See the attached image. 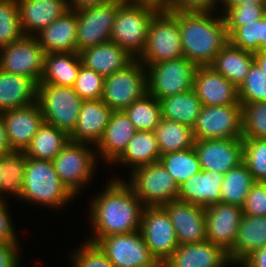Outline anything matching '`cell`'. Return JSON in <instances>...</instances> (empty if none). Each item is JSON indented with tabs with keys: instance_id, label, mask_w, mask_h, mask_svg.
I'll return each mask as SVG.
<instances>
[{
	"instance_id": "cell-1",
	"label": "cell",
	"mask_w": 266,
	"mask_h": 267,
	"mask_svg": "<svg viewBox=\"0 0 266 267\" xmlns=\"http://www.w3.org/2000/svg\"><path fill=\"white\" fill-rule=\"evenodd\" d=\"M108 183L90 203L89 220L95 233L88 241L92 243L109 235L140 230L145 205L125 180L117 178Z\"/></svg>"
},
{
	"instance_id": "cell-2",
	"label": "cell",
	"mask_w": 266,
	"mask_h": 267,
	"mask_svg": "<svg viewBox=\"0 0 266 267\" xmlns=\"http://www.w3.org/2000/svg\"><path fill=\"white\" fill-rule=\"evenodd\" d=\"M214 12L179 11L183 56L197 67L210 66L229 42L225 20Z\"/></svg>"
},
{
	"instance_id": "cell-3",
	"label": "cell",
	"mask_w": 266,
	"mask_h": 267,
	"mask_svg": "<svg viewBox=\"0 0 266 267\" xmlns=\"http://www.w3.org/2000/svg\"><path fill=\"white\" fill-rule=\"evenodd\" d=\"M162 7L154 0H126L118 8L110 41L137 59L144 51L152 18Z\"/></svg>"
},
{
	"instance_id": "cell-4",
	"label": "cell",
	"mask_w": 266,
	"mask_h": 267,
	"mask_svg": "<svg viewBox=\"0 0 266 267\" xmlns=\"http://www.w3.org/2000/svg\"><path fill=\"white\" fill-rule=\"evenodd\" d=\"M74 197L58 177L52 160L26 157L24 183L19 199L59 209Z\"/></svg>"
},
{
	"instance_id": "cell-5",
	"label": "cell",
	"mask_w": 266,
	"mask_h": 267,
	"mask_svg": "<svg viewBox=\"0 0 266 267\" xmlns=\"http://www.w3.org/2000/svg\"><path fill=\"white\" fill-rule=\"evenodd\" d=\"M179 11L162 7L149 25L144 51L137 58L144 65L182 58Z\"/></svg>"
},
{
	"instance_id": "cell-6",
	"label": "cell",
	"mask_w": 266,
	"mask_h": 267,
	"mask_svg": "<svg viewBox=\"0 0 266 267\" xmlns=\"http://www.w3.org/2000/svg\"><path fill=\"white\" fill-rule=\"evenodd\" d=\"M37 103L44 122L70 134L76 126L83 99L73 87L39 83Z\"/></svg>"
},
{
	"instance_id": "cell-7",
	"label": "cell",
	"mask_w": 266,
	"mask_h": 267,
	"mask_svg": "<svg viewBox=\"0 0 266 267\" xmlns=\"http://www.w3.org/2000/svg\"><path fill=\"white\" fill-rule=\"evenodd\" d=\"M147 69L138 59L104 79L101 100L113 111H124L148 92Z\"/></svg>"
},
{
	"instance_id": "cell-8",
	"label": "cell",
	"mask_w": 266,
	"mask_h": 267,
	"mask_svg": "<svg viewBox=\"0 0 266 267\" xmlns=\"http://www.w3.org/2000/svg\"><path fill=\"white\" fill-rule=\"evenodd\" d=\"M88 145L69 140L52 160L58 177L76 196L82 186L92 179L98 161L94 149H90Z\"/></svg>"
},
{
	"instance_id": "cell-9",
	"label": "cell",
	"mask_w": 266,
	"mask_h": 267,
	"mask_svg": "<svg viewBox=\"0 0 266 267\" xmlns=\"http://www.w3.org/2000/svg\"><path fill=\"white\" fill-rule=\"evenodd\" d=\"M144 66L148 93L158 100L193 89L197 66L185 57Z\"/></svg>"
},
{
	"instance_id": "cell-10",
	"label": "cell",
	"mask_w": 266,
	"mask_h": 267,
	"mask_svg": "<svg viewBox=\"0 0 266 267\" xmlns=\"http://www.w3.org/2000/svg\"><path fill=\"white\" fill-rule=\"evenodd\" d=\"M128 183L145 206H162L178 199L179 186L160 161L133 171Z\"/></svg>"
},
{
	"instance_id": "cell-11",
	"label": "cell",
	"mask_w": 266,
	"mask_h": 267,
	"mask_svg": "<svg viewBox=\"0 0 266 267\" xmlns=\"http://www.w3.org/2000/svg\"><path fill=\"white\" fill-rule=\"evenodd\" d=\"M242 105L202 106L193 129L195 140L243 139Z\"/></svg>"
},
{
	"instance_id": "cell-12",
	"label": "cell",
	"mask_w": 266,
	"mask_h": 267,
	"mask_svg": "<svg viewBox=\"0 0 266 267\" xmlns=\"http://www.w3.org/2000/svg\"><path fill=\"white\" fill-rule=\"evenodd\" d=\"M140 233L152 257L160 266L171 257L179 246L174 226L162 206H145Z\"/></svg>"
},
{
	"instance_id": "cell-13",
	"label": "cell",
	"mask_w": 266,
	"mask_h": 267,
	"mask_svg": "<svg viewBox=\"0 0 266 267\" xmlns=\"http://www.w3.org/2000/svg\"><path fill=\"white\" fill-rule=\"evenodd\" d=\"M45 54L36 36L24 35L19 40L0 47V69L25 76L39 84Z\"/></svg>"
},
{
	"instance_id": "cell-14",
	"label": "cell",
	"mask_w": 266,
	"mask_h": 267,
	"mask_svg": "<svg viewBox=\"0 0 266 267\" xmlns=\"http://www.w3.org/2000/svg\"><path fill=\"white\" fill-rule=\"evenodd\" d=\"M124 2L116 1L75 10L77 53L85 48L110 41L115 16Z\"/></svg>"
},
{
	"instance_id": "cell-15",
	"label": "cell",
	"mask_w": 266,
	"mask_h": 267,
	"mask_svg": "<svg viewBox=\"0 0 266 267\" xmlns=\"http://www.w3.org/2000/svg\"><path fill=\"white\" fill-rule=\"evenodd\" d=\"M96 244L114 267H162L152 257L140 230L102 237Z\"/></svg>"
},
{
	"instance_id": "cell-16",
	"label": "cell",
	"mask_w": 266,
	"mask_h": 267,
	"mask_svg": "<svg viewBox=\"0 0 266 267\" xmlns=\"http://www.w3.org/2000/svg\"><path fill=\"white\" fill-rule=\"evenodd\" d=\"M193 147L198 155L201 170L225 174L243 163L242 139L195 140Z\"/></svg>"
},
{
	"instance_id": "cell-17",
	"label": "cell",
	"mask_w": 266,
	"mask_h": 267,
	"mask_svg": "<svg viewBox=\"0 0 266 267\" xmlns=\"http://www.w3.org/2000/svg\"><path fill=\"white\" fill-rule=\"evenodd\" d=\"M162 207L167 211L179 245L207 240L205 207L181 200H173Z\"/></svg>"
},
{
	"instance_id": "cell-18",
	"label": "cell",
	"mask_w": 266,
	"mask_h": 267,
	"mask_svg": "<svg viewBox=\"0 0 266 267\" xmlns=\"http://www.w3.org/2000/svg\"><path fill=\"white\" fill-rule=\"evenodd\" d=\"M242 216L243 211L239 206L219 202L206 207L207 240L228 253L233 248Z\"/></svg>"
},
{
	"instance_id": "cell-19",
	"label": "cell",
	"mask_w": 266,
	"mask_h": 267,
	"mask_svg": "<svg viewBox=\"0 0 266 267\" xmlns=\"http://www.w3.org/2000/svg\"><path fill=\"white\" fill-rule=\"evenodd\" d=\"M8 142L13 151H25L44 122L40 106L34 102L25 107L2 112Z\"/></svg>"
},
{
	"instance_id": "cell-20",
	"label": "cell",
	"mask_w": 266,
	"mask_h": 267,
	"mask_svg": "<svg viewBox=\"0 0 266 267\" xmlns=\"http://www.w3.org/2000/svg\"><path fill=\"white\" fill-rule=\"evenodd\" d=\"M193 90L203 106L240 104L238 88L211 66L197 67Z\"/></svg>"
},
{
	"instance_id": "cell-21",
	"label": "cell",
	"mask_w": 266,
	"mask_h": 267,
	"mask_svg": "<svg viewBox=\"0 0 266 267\" xmlns=\"http://www.w3.org/2000/svg\"><path fill=\"white\" fill-rule=\"evenodd\" d=\"M113 110L101 99L83 100L71 141L95 145L102 138Z\"/></svg>"
},
{
	"instance_id": "cell-22",
	"label": "cell",
	"mask_w": 266,
	"mask_h": 267,
	"mask_svg": "<svg viewBox=\"0 0 266 267\" xmlns=\"http://www.w3.org/2000/svg\"><path fill=\"white\" fill-rule=\"evenodd\" d=\"M231 264L228 253L220 246L205 240L179 245L162 267H223Z\"/></svg>"
},
{
	"instance_id": "cell-23",
	"label": "cell",
	"mask_w": 266,
	"mask_h": 267,
	"mask_svg": "<svg viewBox=\"0 0 266 267\" xmlns=\"http://www.w3.org/2000/svg\"><path fill=\"white\" fill-rule=\"evenodd\" d=\"M17 4L21 28L27 36H36L69 10L67 0H17Z\"/></svg>"
},
{
	"instance_id": "cell-24",
	"label": "cell",
	"mask_w": 266,
	"mask_h": 267,
	"mask_svg": "<svg viewBox=\"0 0 266 267\" xmlns=\"http://www.w3.org/2000/svg\"><path fill=\"white\" fill-rule=\"evenodd\" d=\"M46 54L77 52V14L69 9L36 35Z\"/></svg>"
},
{
	"instance_id": "cell-25",
	"label": "cell",
	"mask_w": 266,
	"mask_h": 267,
	"mask_svg": "<svg viewBox=\"0 0 266 267\" xmlns=\"http://www.w3.org/2000/svg\"><path fill=\"white\" fill-rule=\"evenodd\" d=\"M136 131L125 111H113L102 138L96 144V154L104 162L112 164L126 149Z\"/></svg>"
},
{
	"instance_id": "cell-26",
	"label": "cell",
	"mask_w": 266,
	"mask_h": 267,
	"mask_svg": "<svg viewBox=\"0 0 266 267\" xmlns=\"http://www.w3.org/2000/svg\"><path fill=\"white\" fill-rule=\"evenodd\" d=\"M224 174L201 170L179 186L178 200L208 207L221 200Z\"/></svg>"
},
{
	"instance_id": "cell-27",
	"label": "cell",
	"mask_w": 266,
	"mask_h": 267,
	"mask_svg": "<svg viewBox=\"0 0 266 267\" xmlns=\"http://www.w3.org/2000/svg\"><path fill=\"white\" fill-rule=\"evenodd\" d=\"M82 65L106 77L120 71L135 58L112 41L78 52Z\"/></svg>"
},
{
	"instance_id": "cell-28",
	"label": "cell",
	"mask_w": 266,
	"mask_h": 267,
	"mask_svg": "<svg viewBox=\"0 0 266 267\" xmlns=\"http://www.w3.org/2000/svg\"><path fill=\"white\" fill-rule=\"evenodd\" d=\"M266 246V216L243 215L228 257L240 265L248 256Z\"/></svg>"
},
{
	"instance_id": "cell-29",
	"label": "cell",
	"mask_w": 266,
	"mask_h": 267,
	"mask_svg": "<svg viewBox=\"0 0 266 267\" xmlns=\"http://www.w3.org/2000/svg\"><path fill=\"white\" fill-rule=\"evenodd\" d=\"M37 87L30 78L0 69V112L37 102Z\"/></svg>"
},
{
	"instance_id": "cell-30",
	"label": "cell",
	"mask_w": 266,
	"mask_h": 267,
	"mask_svg": "<svg viewBox=\"0 0 266 267\" xmlns=\"http://www.w3.org/2000/svg\"><path fill=\"white\" fill-rule=\"evenodd\" d=\"M81 66L77 52L45 54L44 70L39 83L73 87Z\"/></svg>"
},
{
	"instance_id": "cell-31",
	"label": "cell",
	"mask_w": 266,
	"mask_h": 267,
	"mask_svg": "<svg viewBox=\"0 0 266 267\" xmlns=\"http://www.w3.org/2000/svg\"><path fill=\"white\" fill-rule=\"evenodd\" d=\"M253 63L254 53L234 47L228 42L210 66L238 88Z\"/></svg>"
},
{
	"instance_id": "cell-32",
	"label": "cell",
	"mask_w": 266,
	"mask_h": 267,
	"mask_svg": "<svg viewBox=\"0 0 266 267\" xmlns=\"http://www.w3.org/2000/svg\"><path fill=\"white\" fill-rule=\"evenodd\" d=\"M158 141L154 131L137 130L123 153L113 162L134 169L160 160Z\"/></svg>"
},
{
	"instance_id": "cell-33",
	"label": "cell",
	"mask_w": 266,
	"mask_h": 267,
	"mask_svg": "<svg viewBox=\"0 0 266 267\" xmlns=\"http://www.w3.org/2000/svg\"><path fill=\"white\" fill-rule=\"evenodd\" d=\"M159 101L162 118L187 125L191 128L194 127L203 106L193 89L162 98Z\"/></svg>"
},
{
	"instance_id": "cell-34",
	"label": "cell",
	"mask_w": 266,
	"mask_h": 267,
	"mask_svg": "<svg viewBox=\"0 0 266 267\" xmlns=\"http://www.w3.org/2000/svg\"><path fill=\"white\" fill-rule=\"evenodd\" d=\"M69 140L66 131L43 122L24 153L29 158L53 160Z\"/></svg>"
},
{
	"instance_id": "cell-35",
	"label": "cell",
	"mask_w": 266,
	"mask_h": 267,
	"mask_svg": "<svg viewBox=\"0 0 266 267\" xmlns=\"http://www.w3.org/2000/svg\"><path fill=\"white\" fill-rule=\"evenodd\" d=\"M161 155L187 150L194 146L193 129L187 125L162 118L154 129Z\"/></svg>"
},
{
	"instance_id": "cell-36",
	"label": "cell",
	"mask_w": 266,
	"mask_h": 267,
	"mask_svg": "<svg viewBox=\"0 0 266 267\" xmlns=\"http://www.w3.org/2000/svg\"><path fill=\"white\" fill-rule=\"evenodd\" d=\"M255 182L244 162L233 167L224 174L220 202L242 208Z\"/></svg>"
},
{
	"instance_id": "cell-37",
	"label": "cell",
	"mask_w": 266,
	"mask_h": 267,
	"mask_svg": "<svg viewBox=\"0 0 266 267\" xmlns=\"http://www.w3.org/2000/svg\"><path fill=\"white\" fill-rule=\"evenodd\" d=\"M159 161L178 186L201 171L199 158L194 147L161 155Z\"/></svg>"
},
{
	"instance_id": "cell-38",
	"label": "cell",
	"mask_w": 266,
	"mask_h": 267,
	"mask_svg": "<svg viewBox=\"0 0 266 267\" xmlns=\"http://www.w3.org/2000/svg\"><path fill=\"white\" fill-rule=\"evenodd\" d=\"M124 111L137 130L154 131L162 119L160 101L148 92Z\"/></svg>"
},
{
	"instance_id": "cell-39",
	"label": "cell",
	"mask_w": 266,
	"mask_h": 267,
	"mask_svg": "<svg viewBox=\"0 0 266 267\" xmlns=\"http://www.w3.org/2000/svg\"><path fill=\"white\" fill-rule=\"evenodd\" d=\"M26 155L24 151H13L3 155V170L5 176L1 183L2 193L11 194L20 197L23 189L25 174Z\"/></svg>"
},
{
	"instance_id": "cell-40",
	"label": "cell",
	"mask_w": 266,
	"mask_h": 267,
	"mask_svg": "<svg viewBox=\"0 0 266 267\" xmlns=\"http://www.w3.org/2000/svg\"><path fill=\"white\" fill-rule=\"evenodd\" d=\"M23 36L17 0H0V47Z\"/></svg>"
},
{
	"instance_id": "cell-41",
	"label": "cell",
	"mask_w": 266,
	"mask_h": 267,
	"mask_svg": "<svg viewBox=\"0 0 266 267\" xmlns=\"http://www.w3.org/2000/svg\"><path fill=\"white\" fill-rule=\"evenodd\" d=\"M242 140L243 162L256 182L266 183V139Z\"/></svg>"
},
{
	"instance_id": "cell-42",
	"label": "cell",
	"mask_w": 266,
	"mask_h": 267,
	"mask_svg": "<svg viewBox=\"0 0 266 267\" xmlns=\"http://www.w3.org/2000/svg\"><path fill=\"white\" fill-rule=\"evenodd\" d=\"M238 97L240 104L266 102V74L255 62L238 87Z\"/></svg>"
},
{
	"instance_id": "cell-43",
	"label": "cell",
	"mask_w": 266,
	"mask_h": 267,
	"mask_svg": "<svg viewBox=\"0 0 266 267\" xmlns=\"http://www.w3.org/2000/svg\"><path fill=\"white\" fill-rule=\"evenodd\" d=\"M241 105L243 138L266 139V102Z\"/></svg>"
},
{
	"instance_id": "cell-44",
	"label": "cell",
	"mask_w": 266,
	"mask_h": 267,
	"mask_svg": "<svg viewBox=\"0 0 266 267\" xmlns=\"http://www.w3.org/2000/svg\"><path fill=\"white\" fill-rule=\"evenodd\" d=\"M228 36L239 26L262 18L266 13V5L243 3L233 7H221Z\"/></svg>"
},
{
	"instance_id": "cell-45",
	"label": "cell",
	"mask_w": 266,
	"mask_h": 267,
	"mask_svg": "<svg viewBox=\"0 0 266 267\" xmlns=\"http://www.w3.org/2000/svg\"><path fill=\"white\" fill-rule=\"evenodd\" d=\"M104 79L101 74L82 65L73 89L83 100L101 99Z\"/></svg>"
},
{
	"instance_id": "cell-46",
	"label": "cell",
	"mask_w": 266,
	"mask_h": 267,
	"mask_svg": "<svg viewBox=\"0 0 266 267\" xmlns=\"http://www.w3.org/2000/svg\"><path fill=\"white\" fill-rule=\"evenodd\" d=\"M261 18L244 26L237 27L229 35V43L244 51L256 53L260 51Z\"/></svg>"
},
{
	"instance_id": "cell-47",
	"label": "cell",
	"mask_w": 266,
	"mask_h": 267,
	"mask_svg": "<svg viewBox=\"0 0 266 267\" xmlns=\"http://www.w3.org/2000/svg\"><path fill=\"white\" fill-rule=\"evenodd\" d=\"M74 252L71 255L73 267H114L96 243L87 240Z\"/></svg>"
},
{
	"instance_id": "cell-48",
	"label": "cell",
	"mask_w": 266,
	"mask_h": 267,
	"mask_svg": "<svg viewBox=\"0 0 266 267\" xmlns=\"http://www.w3.org/2000/svg\"><path fill=\"white\" fill-rule=\"evenodd\" d=\"M243 215L266 216V183L255 182L242 207Z\"/></svg>"
},
{
	"instance_id": "cell-49",
	"label": "cell",
	"mask_w": 266,
	"mask_h": 267,
	"mask_svg": "<svg viewBox=\"0 0 266 267\" xmlns=\"http://www.w3.org/2000/svg\"><path fill=\"white\" fill-rule=\"evenodd\" d=\"M220 0H166L162 5L170 11L215 12Z\"/></svg>"
},
{
	"instance_id": "cell-50",
	"label": "cell",
	"mask_w": 266,
	"mask_h": 267,
	"mask_svg": "<svg viewBox=\"0 0 266 267\" xmlns=\"http://www.w3.org/2000/svg\"><path fill=\"white\" fill-rule=\"evenodd\" d=\"M5 203V199L0 198V242H18L15 228Z\"/></svg>"
},
{
	"instance_id": "cell-51",
	"label": "cell",
	"mask_w": 266,
	"mask_h": 267,
	"mask_svg": "<svg viewBox=\"0 0 266 267\" xmlns=\"http://www.w3.org/2000/svg\"><path fill=\"white\" fill-rule=\"evenodd\" d=\"M18 247V242H0V267H19Z\"/></svg>"
},
{
	"instance_id": "cell-52",
	"label": "cell",
	"mask_w": 266,
	"mask_h": 267,
	"mask_svg": "<svg viewBox=\"0 0 266 267\" xmlns=\"http://www.w3.org/2000/svg\"><path fill=\"white\" fill-rule=\"evenodd\" d=\"M240 266L266 267V246L253 252L240 264Z\"/></svg>"
},
{
	"instance_id": "cell-53",
	"label": "cell",
	"mask_w": 266,
	"mask_h": 267,
	"mask_svg": "<svg viewBox=\"0 0 266 267\" xmlns=\"http://www.w3.org/2000/svg\"><path fill=\"white\" fill-rule=\"evenodd\" d=\"M126 0H67L69 9L78 10L88 6Z\"/></svg>"
},
{
	"instance_id": "cell-54",
	"label": "cell",
	"mask_w": 266,
	"mask_h": 267,
	"mask_svg": "<svg viewBox=\"0 0 266 267\" xmlns=\"http://www.w3.org/2000/svg\"><path fill=\"white\" fill-rule=\"evenodd\" d=\"M10 152H13V150L8 142L3 114L0 112V156Z\"/></svg>"
},
{
	"instance_id": "cell-55",
	"label": "cell",
	"mask_w": 266,
	"mask_h": 267,
	"mask_svg": "<svg viewBox=\"0 0 266 267\" xmlns=\"http://www.w3.org/2000/svg\"><path fill=\"white\" fill-rule=\"evenodd\" d=\"M222 7H233L243 3L263 4L266 5V0H220Z\"/></svg>"
},
{
	"instance_id": "cell-56",
	"label": "cell",
	"mask_w": 266,
	"mask_h": 267,
	"mask_svg": "<svg viewBox=\"0 0 266 267\" xmlns=\"http://www.w3.org/2000/svg\"><path fill=\"white\" fill-rule=\"evenodd\" d=\"M254 62L259 65L261 70L266 74V50L254 53Z\"/></svg>"
},
{
	"instance_id": "cell-57",
	"label": "cell",
	"mask_w": 266,
	"mask_h": 267,
	"mask_svg": "<svg viewBox=\"0 0 266 267\" xmlns=\"http://www.w3.org/2000/svg\"><path fill=\"white\" fill-rule=\"evenodd\" d=\"M261 50H266V13L261 18L260 51Z\"/></svg>"
},
{
	"instance_id": "cell-58",
	"label": "cell",
	"mask_w": 266,
	"mask_h": 267,
	"mask_svg": "<svg viewBox=\"0 0 266 267\" xmlns=\"http://www.w3.org/2000/svg\"><path fill=\"white\" fill-rule=\"evenodd\" d=\"M5 176V171L3 170V155L0 156V198H1V183L3 177Z\"/></svg>"
},
{
	"instance_id": "cell-59",
	"label": "cell",
	"mask_w": 266,
	"mask_h": 267,
	"mask_svg": "<svg viewBox=\"0 0 266 267\" xmlns=\"http://www.w3.org/2000/svg\"><path fill=\"white\" fill-rule=\"evenodd\" d=\"M154 1H158L163 4L166 0H154Z\"/></svg>"
}]
</instances>
